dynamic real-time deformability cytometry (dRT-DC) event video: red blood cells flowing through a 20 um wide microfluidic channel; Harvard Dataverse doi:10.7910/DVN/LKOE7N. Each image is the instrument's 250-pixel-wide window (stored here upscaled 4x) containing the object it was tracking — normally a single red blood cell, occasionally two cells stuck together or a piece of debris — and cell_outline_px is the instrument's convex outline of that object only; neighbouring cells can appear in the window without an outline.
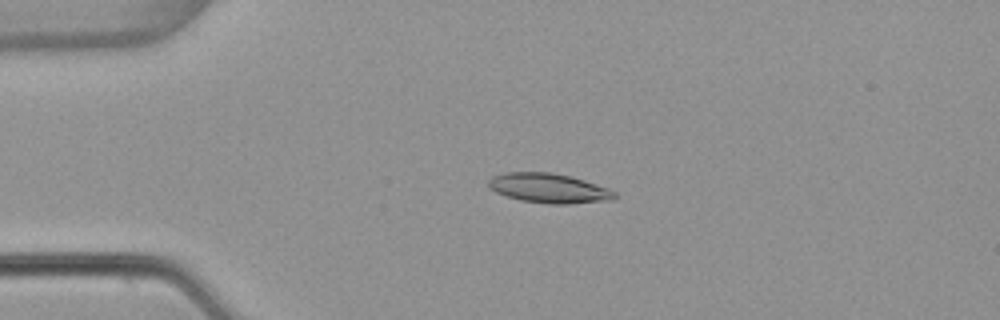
{"species": "common noctule bat (a hibernating species)", "species_latin": "Nyctalus noctula", "temperature_condition": "warm", "stored_images_in_passage": 54, "camera_frame_rate_fps": 3000, "um_per_image_px": 0.085, "animal": {"sex": "female", "body_mass_g": 22.7, "forearm_length_mm": 54.2}, "frame": {"image": 1, "passage_image": 13, "time_ms": 4.0, "image_size_px": [1000, 320], "cell_outline_px": [[616, 196], [612, 200], [568, 204], [548, 204], [520, 200], [496, 192], [488, 188], [488, 180], [492, 176], [504, 172], [552, 172], [572, 176], [608, 188], [616, 192]], "centroid_in_image_um": [46.64, 15.99], "position_along_channel_um": 38.4, "area_um2": 21.91}}
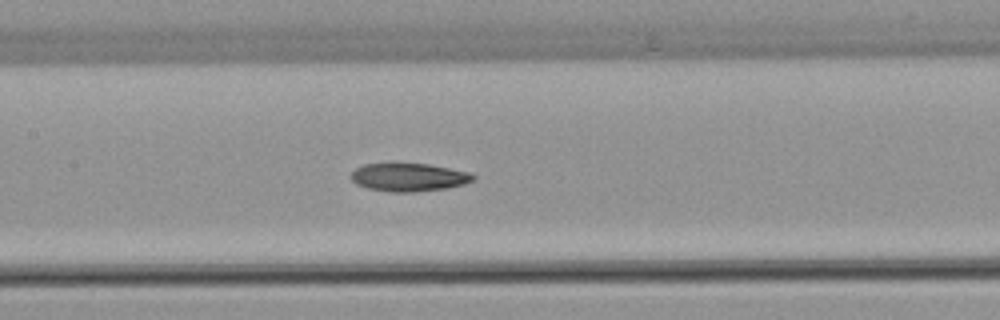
{"frame": {"image": 2, "passage_image": 26, "time_ms": 8.333, "image_size_px": [1000, 320], "cell_outline_px": [[476, 176], [472, 180], [464, 184], [448, 188], [412, 192], [392, 192], [368, 188], [356, 184], [348, 176], [356, 168], [364, 164], [428, 164], [468, 172]], "centroid_in_image_um": [34.72, 15.07], "position_along_channel_um": 172.7, "area_um2": 19.83}}
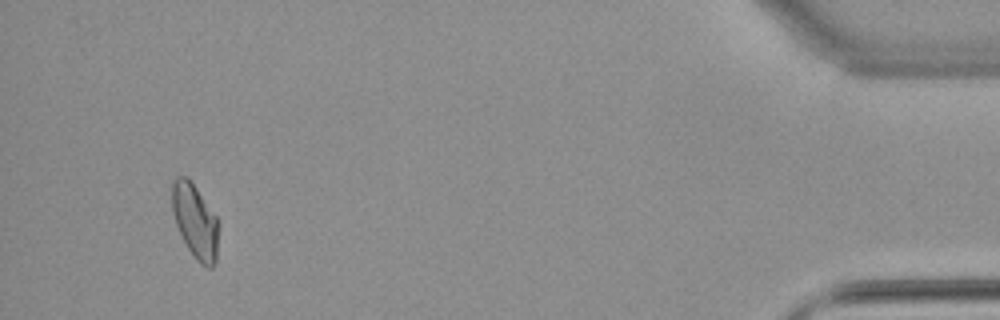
{"frame": {"image": 3, "passage_image": 51, "time_ms": 16.667, "image_size_px": [1000, 320], "cell_outline_px": [[220, 224], [216, 264], [212, 268], [208, 268], [200, 264], [196, 260], [188, 248], [176, 224], [172, 212], [172, 180], [176, 176], [188, 176], [216, 216]], "centroid_in_image_um": [16.61, 18.81], "position_along_channel_um": 418.6, "area_um2": 20.46}, "authors_computed_cell_mechanics": {"area_um2": 20.4323, "velocity_mm_per_s": 3.8538, "shape_relaxation_time_tau1_ms": null, "shape_relaxation_time_tau2_ms": 6.0754, "deformation_change_tau1": null, "deformation_change_tau2": 0.1339}}